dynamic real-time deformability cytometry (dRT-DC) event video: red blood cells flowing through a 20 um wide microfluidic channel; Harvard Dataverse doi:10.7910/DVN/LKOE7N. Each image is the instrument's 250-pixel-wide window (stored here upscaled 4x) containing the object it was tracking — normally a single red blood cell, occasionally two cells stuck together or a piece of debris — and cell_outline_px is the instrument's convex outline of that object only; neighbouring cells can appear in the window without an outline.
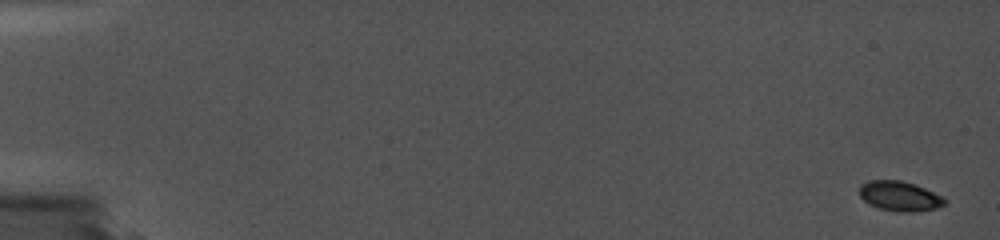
{"species": "common noctule bat (a hibernating species)", "species_latin": "Nyctalus noctula", "temperature_condition": "cold", "stored_images_in_passage": 8, "camera_frame_rate_fps": 5000, "um_per_image_px": 0.085, "animal": {"sex": "female", "body_mass_g": 19.0, "forearm_length_mm": 56.7}, "frame": {"image": 1, "passage_image": 1, "time_ms": 0.0, "image_size_px": [1000, 240], "cell_outline_px": [[944, 204], [936, 208], [912, 212], [900, 212], [880, 208], [868, 204], [860, 196], [860, 184], [868, 180], [900, 180], [924, 188], [944, 196]], "centroid_in_image_um": [76.44, 16.66], "position_along_channel_um": 8.6, "area_um2": 14.68}}